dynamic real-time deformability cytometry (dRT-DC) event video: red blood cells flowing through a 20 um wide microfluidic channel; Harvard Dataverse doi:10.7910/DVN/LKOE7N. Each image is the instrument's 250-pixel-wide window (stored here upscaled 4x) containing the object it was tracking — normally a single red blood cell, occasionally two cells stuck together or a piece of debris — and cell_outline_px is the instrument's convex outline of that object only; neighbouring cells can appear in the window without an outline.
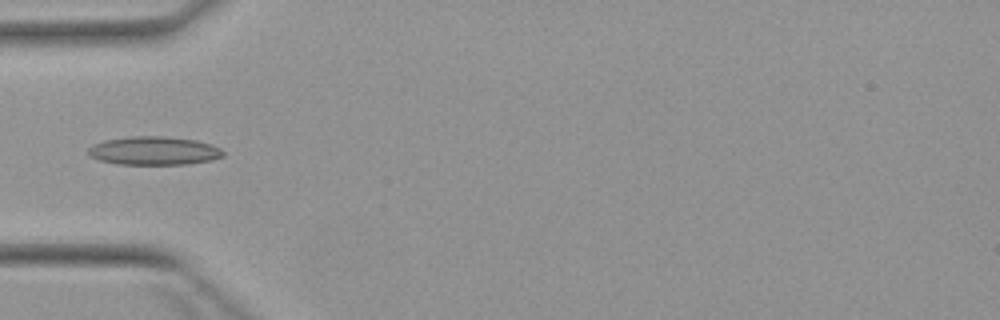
{"species": "Egyptian fruit bat (a non-hibernating species)", "species_latin": "Rousettus aegyptiacus", "temperature_condition": "warm", "stored_images_in_passage": 2, "camera_frame_rate_fps": 3000, "um_per_image_px": 0.085, "animal": {"sex": "female"}, "frame": {"image": 1, "passage_image": 1, "time_ms": 0.0, "image_size_px": [1000, 320], "cell_outline_px": [[224, 156], [212, 160], [184, 164], [116, 164], [100, 160], [88, 156], [88, 148], [92, 144], [104, 140], [132, 136], [164, 136], [196, 140], [212, 144], [220, 148], [224, 152]], "centroid_in_image_um": [13.07, 12.81], "position_along_channel_um": 71.9, "area_um2": 22.48}}
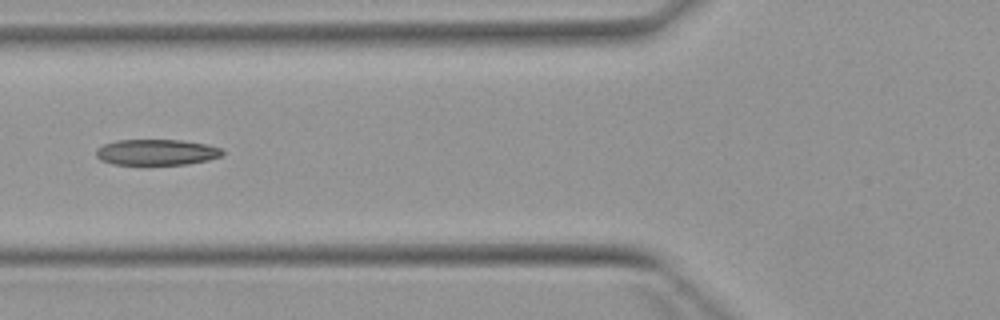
{"frame": {"image": 2, "passage_image": 2, "time_ms": 1.0, "image_size_px": [1000, 320], "cell_outline_px": [[224, 156], [208, 160], [188, 164], [112, 164], [100, 160], [96, 156], [96, 148], [104, 144], [116, 140], [180, 140], [208, 144], [220, 148], [224, 152]], "centroid_in_image_um": [13.32, 12.93], "position_along_channel_um": 112.5, "area_um2": 19.13}}